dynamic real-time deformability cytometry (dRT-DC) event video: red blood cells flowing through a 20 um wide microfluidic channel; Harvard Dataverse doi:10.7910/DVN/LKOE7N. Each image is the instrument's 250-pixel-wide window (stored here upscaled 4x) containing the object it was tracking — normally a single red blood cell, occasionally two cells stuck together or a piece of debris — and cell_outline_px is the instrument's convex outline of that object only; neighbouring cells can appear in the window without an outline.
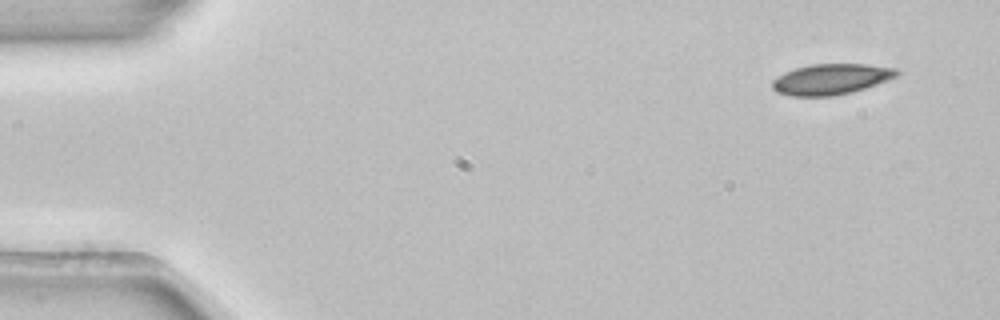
{"species": "common noctule bat (a hibernating species)", "species_latin": "Nyctalus noctula", "temperature_condition": "room temperature", "stored_images_in_passage": 3, "camera_frame_rate_fps": 3000, "um_per_image_px": 0.085, "animal": {"sex": "female", "body_mass_g": 22.7, "forearm_length_mm": 54.2}, "frame": {"image": 1, "passage_image": 1, "time_ms": 0.0, "image_size_px": [1000, 320], "cell_outline_px": [[900, 76], [852, 92], [832, 96], [792, 96], [776, 92], [772, 88], [772, 80], [784, 72], [796, 68], [812, 64], [864, 64], [896, 68], [900, 72]], "centroid_in_image_um": [70.65, 6.73], "position_along_channel_um": 14.4, "area_um2": 22.31}}
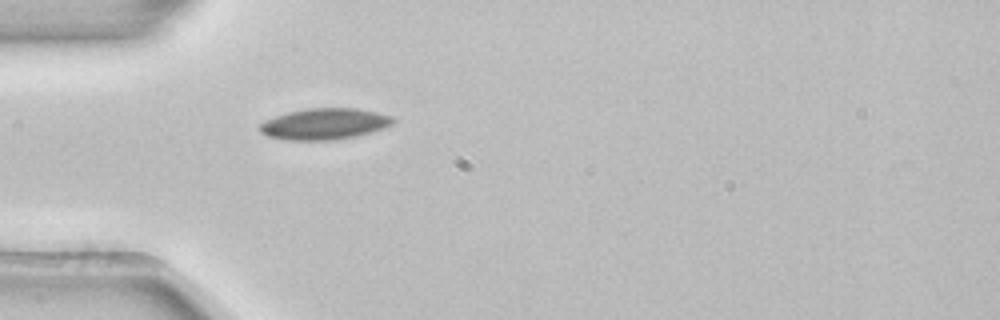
{"frame": {"image": 2, "passage_image": 3, "time_ms": 0.667, "image_size_px": [1000, 320], "cell_outline_px": [[396, 120], [392, 124], [384, 128], [356, 136], [332, 140], [288, 140], [268, 136], [260, 132], [260, 124], [264, 120], [288, 112], [308, 108], [356, 108], [376, 112], [392, 116]], "centroid_in_image_um": [27.59, 10.53], "position_along_channel_um": 57.4, "area_um2": 24.16}}